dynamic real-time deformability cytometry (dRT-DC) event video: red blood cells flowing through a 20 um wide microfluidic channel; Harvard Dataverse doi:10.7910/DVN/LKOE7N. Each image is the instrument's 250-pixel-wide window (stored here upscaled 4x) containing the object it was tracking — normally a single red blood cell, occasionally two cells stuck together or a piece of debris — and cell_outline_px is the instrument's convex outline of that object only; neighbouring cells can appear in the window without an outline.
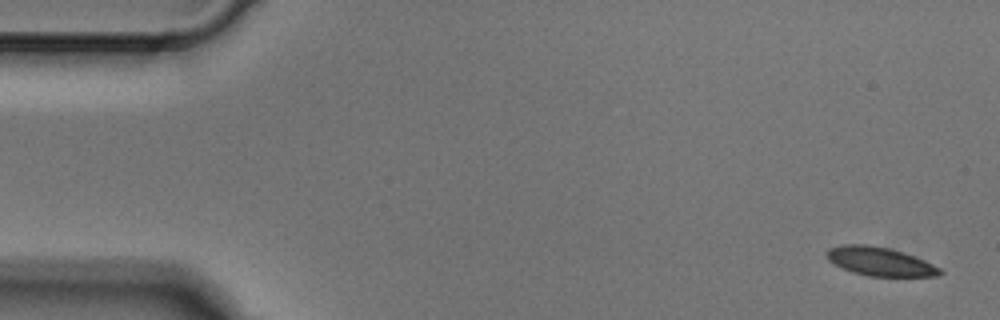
{"species": "Egyptian fruit bat (a non-hibernating species)", "species_latin": "Rousettus aegyptiacus", "temperature_condition": "cold", "stored_images_in_passage": 4, "segment_of_instrument_passage": [2, 2], "camera_frame_rate_fps": 3000, "um_per_image_px": 0.085, "animal": {"sex": "male"}, "frame": {"image": 1, "passage_image": 4, "time_ms": 1.0, "image_size_px": [1000, 320], "cell_outline_px": [[944, 272], [940, 276], [868, 276], [852, 272], [828, 260], [824, 252], [828, 248], [840, 244], [868, 244], [888, 248], [904, 252], [924, 260], [940, 268]], "centroid_in_image_um": [74.77, 22.21], "position_along_channel_um": 10.2, "area_um2": 19.02}}